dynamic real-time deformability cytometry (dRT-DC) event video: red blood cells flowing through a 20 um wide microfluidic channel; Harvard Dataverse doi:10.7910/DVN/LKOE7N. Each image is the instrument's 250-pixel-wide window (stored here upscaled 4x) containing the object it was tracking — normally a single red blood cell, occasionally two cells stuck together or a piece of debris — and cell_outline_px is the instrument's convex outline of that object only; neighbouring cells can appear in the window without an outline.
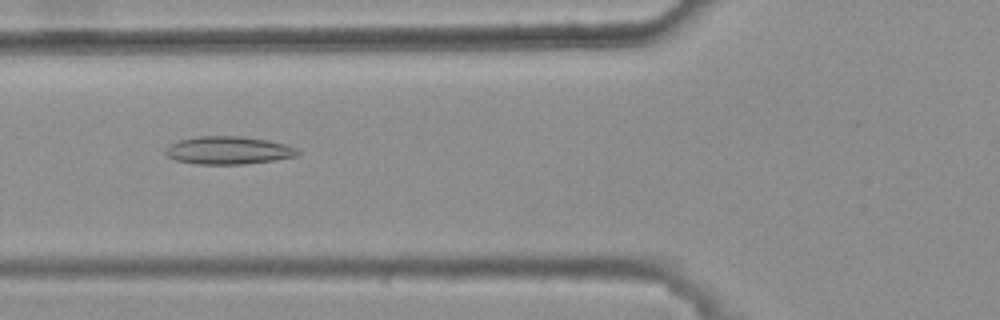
{"species": "common noctule bat (a hibernating species)", "species_latin": "Nyctalus noctula", "temperature_condition": "warm", "stored_images_in_passage": 4, "camera_frame_rate_fps": 3000, "um_per_image_px": 0.085, "animal": {"sex": "female", "body_mass_g": 25.1}, "frame": {"image": 1, "passage_image": 2, "time_ms": 0.333, "image_size_px": [1000, 320], "cell_outline_px": [[300, 152], [296, 156], [272, 160], [244, 164], [196, 164], [176, 160], [168, 156], [164, 152], [164, 148], [180, 140], [196, 136], [240, 136], [268, 140], [284, 144], [296, 148]], "centroid_in_image_um": [19.38, 12.77], "position_along_channel_um": 106.4, "area_um2": 21.33}}
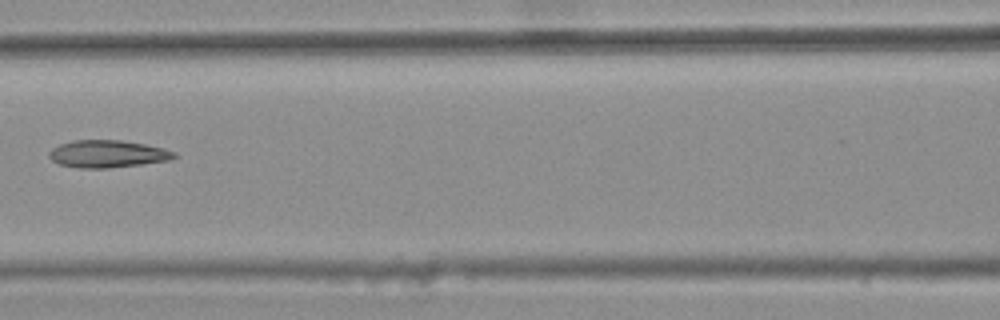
{"frame": {"image": 2, "passage_image": 3, "time_ms": 0.667, "image_size_px": [1000, 320], "cell_outline_px": [[176, 156], [168, 160], [140, 164], [108, 168], [76, 168], [60, 164], [52, 160], [48, 156], [48, 152], [52, 148], [60, 144], [72, 140], [120, 140], [144, 144], [164, 148], [176, 152]], "centroid_in_image_um": [9.1, 13.08], "position_along_channel_um": 157.5, "area_um2": 19.88}}
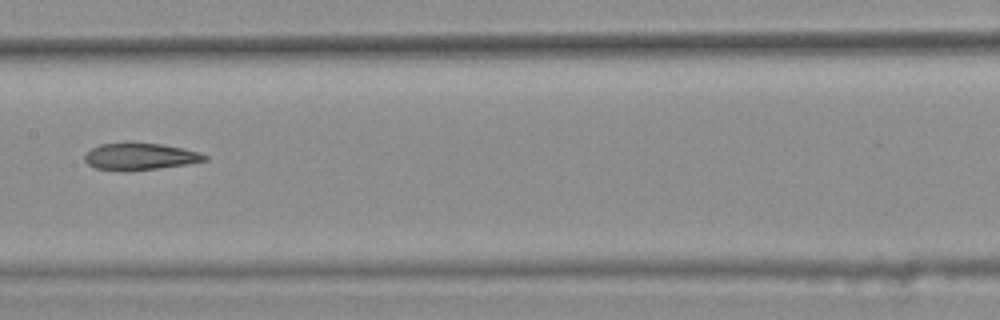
{"frame": {"image": 3, "passage_image": 4, "time_ms": 1.0, "image_size_px": [1000, 320], "cell_outline_px": [[208, 160], [188, 164], [156, 168], [96, 168], [88, 164], [84, 160], [84, 156], [92, 148], [100, 144], [160, 144], [200, 152], [208, 156]], "centroid_in_image_um": [11.97, 13.28], "position_along_channel_um": 195.4, "area_um2": 17.57}}